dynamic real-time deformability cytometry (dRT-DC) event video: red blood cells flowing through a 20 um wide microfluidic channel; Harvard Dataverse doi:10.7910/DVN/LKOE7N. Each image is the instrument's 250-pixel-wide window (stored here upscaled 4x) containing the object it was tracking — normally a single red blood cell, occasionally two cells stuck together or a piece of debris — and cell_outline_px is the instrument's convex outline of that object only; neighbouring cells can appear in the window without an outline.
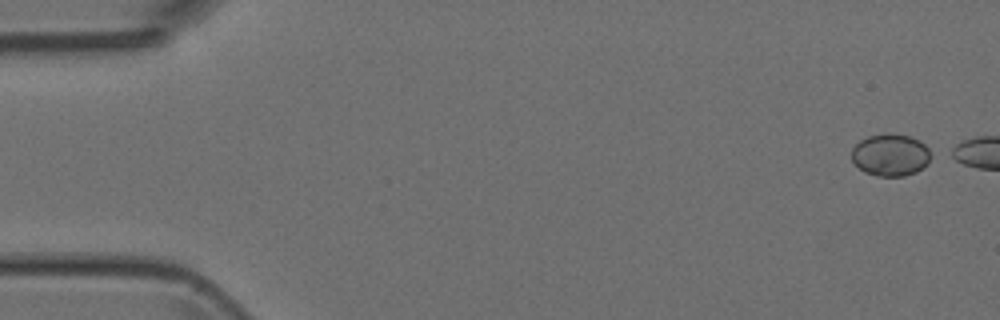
{"species": "Egyptian fruit bat (a non-hibernating species)", "species_latin": "Rousettus aegyptiacus", "temperature_condition": "room temperature", "stored_images_in_passage": 7, "camera_frame_rate_fps": 3000, "um_per_image_px": 0.085, "animal": {"sex": "female"}, "frame": {"image": 1, "passage_image": 1, "time_ms": 0.0, "image_size_px": [1000, 320], "cell_outline_px": [[928, 164], [916, 172], [904, 176], [880, 176], [864, 172], [852, 160], [852, 148], [860, 140], [868, 136], [888, 132], [892, 132], [908, 136], [920, 140], [928, 148]], "centroid_in_image_um": [75.67, 13.15], "position_along_channel_um": 9.3, "area_um2": 19.42}}